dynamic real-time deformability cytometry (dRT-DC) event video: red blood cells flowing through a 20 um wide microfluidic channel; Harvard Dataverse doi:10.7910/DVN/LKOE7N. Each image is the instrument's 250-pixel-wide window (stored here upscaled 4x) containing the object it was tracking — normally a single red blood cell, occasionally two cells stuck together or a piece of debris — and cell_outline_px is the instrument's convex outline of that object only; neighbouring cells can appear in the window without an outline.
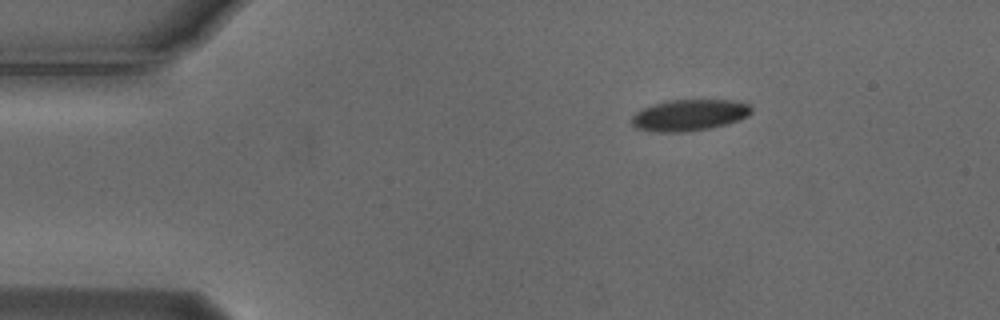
{"species": "Egyptian fruit bat (a non-hibernating species)", "species_latin": "Rousettus aegyptiacus", "temperature_condition": "cold", "stored_images_in_passage": 42, "camera_frame_rate_fps": 3000, "um_per_image_px": 0.085, "animal": {"sex": "male"}, "frame": {"image": 1, "passage_image": 1, "time_ms": 0.0, "image_size_px": [1000, 320], "cell_outline_px": [[752, 112], [748, 116], [740, 120], [728, 124], [712, 128], [688, 132], [656, 132], [636, 128], [632, 124], [632, 116], [636, 112], [652, 104], [668, 100], [728, 100], [748, 104], [752, 108]], "centroid_in_image_um": [58.6, 9.8], "position_along_channel_um": 26.4, "area_um2": 22.02}}
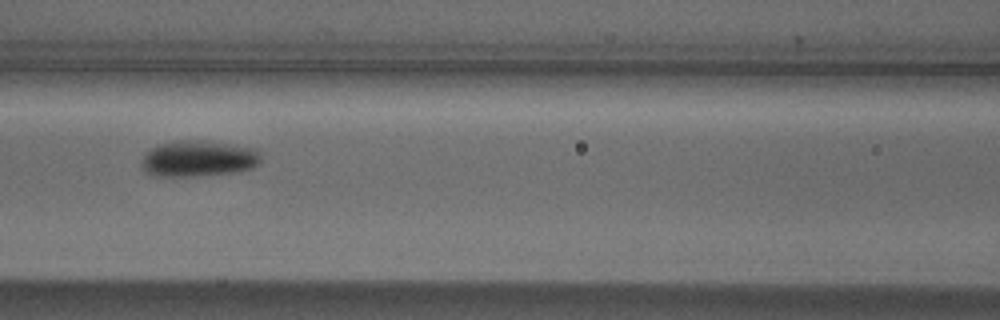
{"frame": {"image": 2, "passage_image": 16, "time_ms": 5.0, "image_size_px": [1000, 320], "cell_outline_px": [[260, 164], [252, 168], [240, 172], [200, 176], [152, 176], [144, 168], [144, 156], [152, 148], [160, 144], [176, 140], [200, 140], [256, 148], [260, 156]], "centroid_in_image_um": [16.93, 13.49], "position_along_channel_um": 149.7, "area_um2": 25.03}}
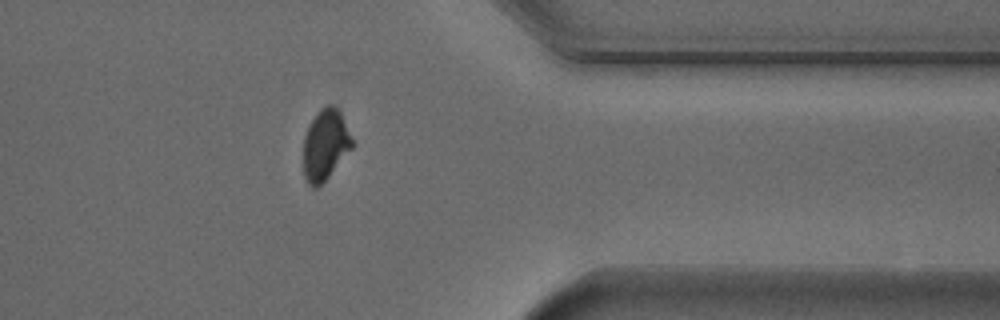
{"frame": {"image": 3, "passage_image": 36, "time_ms": 11.667, "image_size_px": [1000, 320], "cell_outline_px": [[352, 148], [328, 176], [316, 188], [312, 188], [308, 184], [304, 176], [304, 136], [316, 112], [320, 108], [328, 104], [332, 104], [340, 112], [352, 136]], "centroid_in_image_um": [27.64, 12.29], "position_along_channel_um": 383.8, "area_um2": 19.83}, "authors_computed_cell_mechanics": {"area_um2": 22.1663, "velocity_mm_per_s": 3.7244, "shape_relaxation_time_tau1_ms": 2.2719, "shape_relaxation_time_tau2_ms": null, "deformation_change_tau1": 0.0926, "deformation_change_tau2": null}}